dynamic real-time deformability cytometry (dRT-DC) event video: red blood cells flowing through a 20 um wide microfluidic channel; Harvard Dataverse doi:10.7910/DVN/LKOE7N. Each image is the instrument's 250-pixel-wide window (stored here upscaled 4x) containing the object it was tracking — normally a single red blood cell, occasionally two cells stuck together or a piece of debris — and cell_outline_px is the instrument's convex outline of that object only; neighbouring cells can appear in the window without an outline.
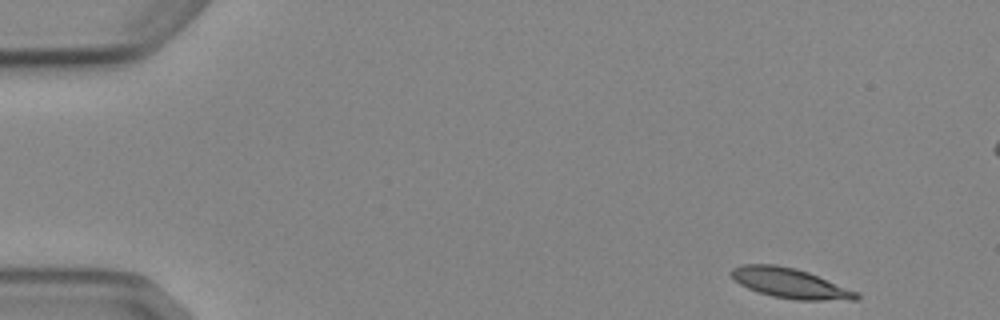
{"species": "Egyptian fruit bat (a non-hibernating species)", "species_latin": "Rousettus aegyptiacus", "temperature_condition": "cold", "stored_images_in_passage": 4, "camera_frame_rate_fps": 3000, "um_per_image_px": 0.085, "animal": {"sex": "female"}, "frame": {"image": 1, "passage_image": 1, "time_ms": 0.0, "image_size_px": [1000, 320], "cell_outline_px": [[860, 300], [796, 300], [772, 296], [748, 288], [740, 284], [728, 272], [732, 268], [740, 264], [776, 264], [796, 268], [808, 272], [860, 292]], "centroid_in_image_um": [67.19, 24.07], "position_along_channel_um": 17.8, "area_um2": 22.02}}